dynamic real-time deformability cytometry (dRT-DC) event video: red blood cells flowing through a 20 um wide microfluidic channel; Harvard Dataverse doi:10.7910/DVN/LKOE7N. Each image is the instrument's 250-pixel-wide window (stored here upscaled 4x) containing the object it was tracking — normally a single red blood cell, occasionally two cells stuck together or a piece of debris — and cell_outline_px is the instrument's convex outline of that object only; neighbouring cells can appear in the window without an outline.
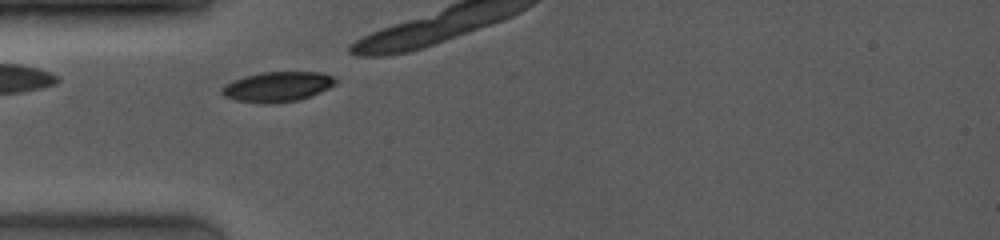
{"species": "common noctule bat (a hibernating species)", "species_latin": "Nyctalus noctula", "temperature_condition": "room temperature", "stored_images_in_passage": 30, "camera_frame_rate_fps": 4000, "um_per_image_px": 0.085, "animal": {"sex": "female", "body_mass_g": 19.0, "forearm_length_mm": 53.3}, "frame": {"image": 1, "passage_image": 1, "time_ms": 0.0, "image_size_px": [1000, 240], "cell_outline_px": [[336, 84], [312, 96], [300, 100], [272, 104], [260, 104], [236, 100], [224, 96], [220, 92], [220, 88], [224, 84], [232, 80], [244, 76], [260, 72], [320, 72], [332, 76], [336, 80]], "centroid_in_image_um": [23.54, 7.38], "position_along_channel_um": 61.5, "area_um2": 20.23}}